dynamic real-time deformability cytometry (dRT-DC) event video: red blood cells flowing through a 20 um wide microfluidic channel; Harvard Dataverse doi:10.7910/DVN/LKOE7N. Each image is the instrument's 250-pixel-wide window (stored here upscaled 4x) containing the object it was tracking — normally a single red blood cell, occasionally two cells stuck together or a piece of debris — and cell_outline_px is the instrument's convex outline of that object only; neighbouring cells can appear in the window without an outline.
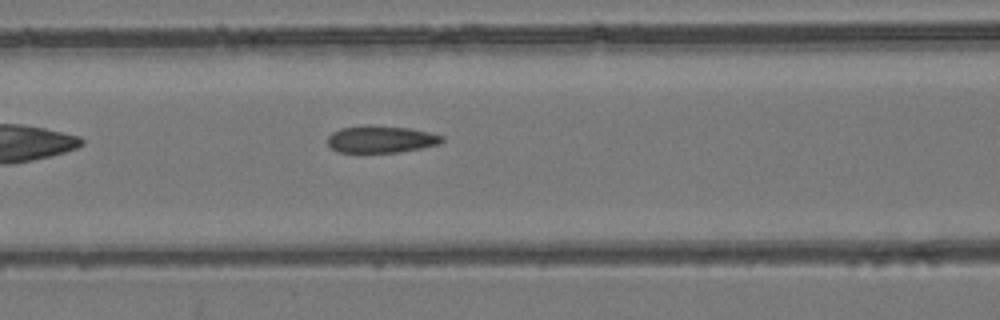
{"species": "common noctule bat (a hibernating species)", "species_latin": "Nyctalus noctula", "temperature_condition": "room temperature", "stored_images_in_passage": 32, "camera_frame_rate_fps": 3000, "um_per_image_px": 0.085, "animal": {"sex": "female", "body_mass_g": 24.6, "forearm_length_mm": 56.2}, "frame": {"image": 1, "passage_image": 8, "time_ms": 2.333, "image_size_px": [1000, 320], "cell_outline_px": [[444, 140], [440, 144], [400, 152], [340, 152], [332, 148], [328, 144], [328, 136], [332, 132], [340, 128], [364, 124], [368, 124], [408, 128], [428, 132], [444, 136]], "centroid_in_image_um": [32.38, 11.82], "position_along_channel_um": 134.2, "area_um2": 18.15}}
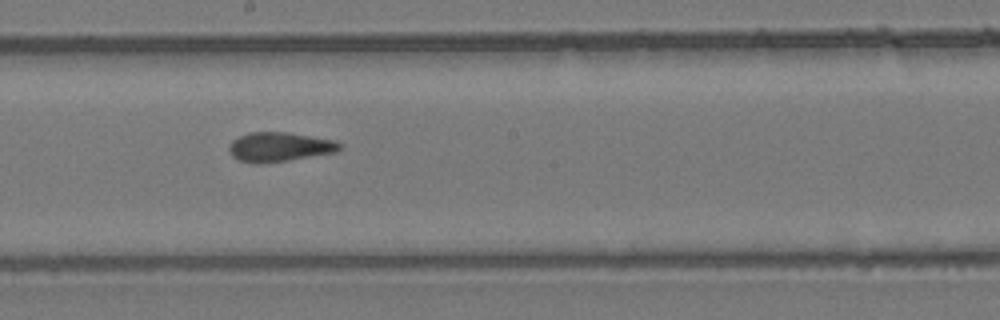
{"frame": {"image": 2, "passage_image": 15, "time_ms": 4.667, "image_size_px": [1000, 320], "cell_outline_px": [[344, 148], [336, 152], [288, 160], [260, 164], [256, 164], [240, 160], [232, 156], [228, 148], [232, 140], [248, 132], [288, 132], [336, 140], [344, 144]], "centroid_in_image_um": [23.8, 12.48], "position_along_channel_um": 224.4, "area_um2": 19.13}}
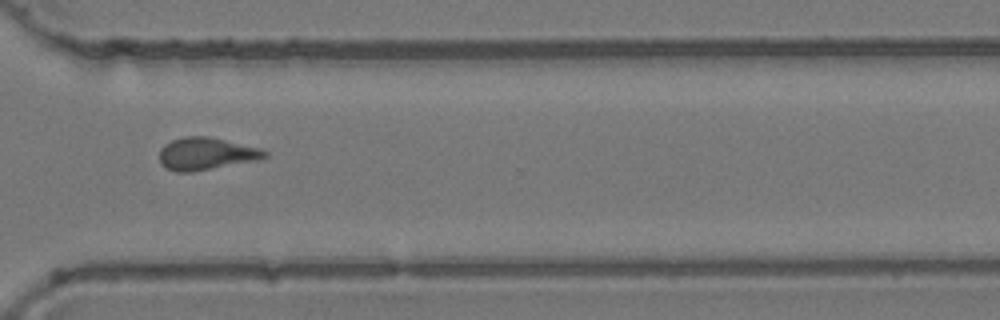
{"frame": {"image": 3, "passage_image": 25, "time_ms": 8.0, "image_size_px": [1000, 320], "cell_outline_px": [[268, 156], [260, 160], [192, 172], [176, 172], [160, 164], [160, 148], [164, 144], [172, 140], [184, 136], [208, 136], [260, 148], [268, 152]], "centroid_in_image_um": [17.53, 13.07], "position_along_channel_um": 353.1, "area_um2": 20.0}}